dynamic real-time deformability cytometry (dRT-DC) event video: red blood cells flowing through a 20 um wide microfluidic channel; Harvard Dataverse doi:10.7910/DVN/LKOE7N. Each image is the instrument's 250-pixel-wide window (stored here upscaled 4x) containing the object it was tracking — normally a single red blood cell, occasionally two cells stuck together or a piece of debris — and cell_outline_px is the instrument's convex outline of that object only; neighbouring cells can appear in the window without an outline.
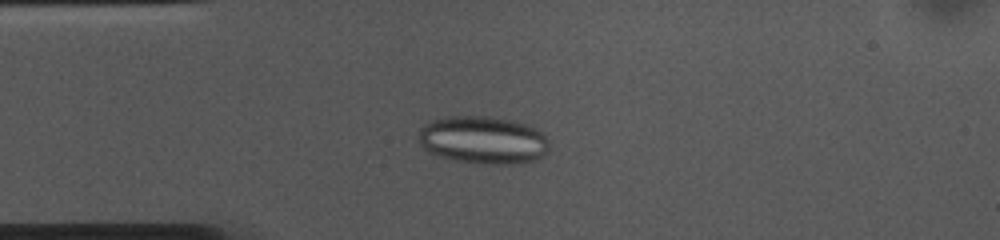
{"species": "common noctule bat (a hibernating species)", "species_latin": "Nyctalus noctula", "temperature_condition": "cold", "stored_images_in_passage": 53, "camera_frame_rate_fps": 3000, "um_per_image_px": 0.085, "animal": {"sex": "female", "body_mass_g": 10.0, "forearm_length_mm": 53.1}, "frame": {"image": 1, "passage_image": 12, "time_ms": 3.667, "image_size_px": [1000, 240], "cell_outline_px": [[548, 152], [536, 160], [520, 164], [492, 164], [456, 160], [440, 156], [428, 152], [420, 144], [420, 128], [424, 124], [432, 120], [444, 116], [488, 116], [516, 120], [528, 124], [536, 128], [548, 140]], "centroid_in_image_um": [41.09, 11.89], "position_along_channel_um": 43.9, "area_um2": 36.59}}
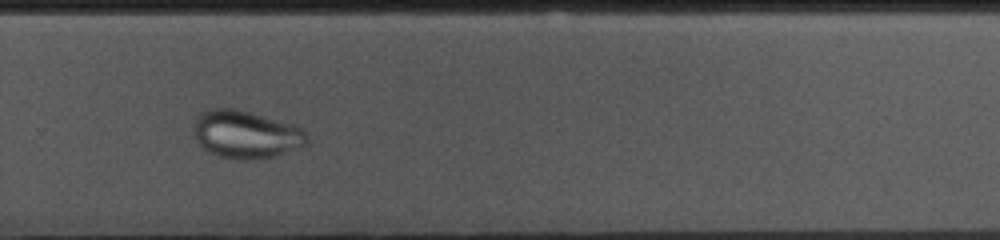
{"frame": {"image": 2, "passage_image": 35, "time_ms": 11.333, "image_size_px": [1000, 240], "cell_outline_px": [[308, 140], [304, 144], [296, 148], [272, 156], [252, 160], [240, 160], [220, 156], [204, 148], [200, 144], [192, 128], [192, 124], [196, 116], [200, 112], [212, 108], [236, 108], [296, 124], [304, 128], [308, 132]], "centroid_in_image_um": [20.91, 11.39], "position_along_channel_um": 308.9, "area_um2": 31.73}}
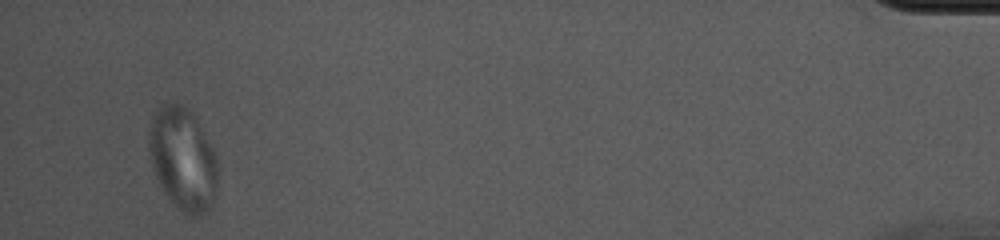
{"frame": {"image": 3, "passage_image": 51, "time_ms": 16.667, "image_size_px": [1000, 240], "cell_outline_px": [[216, 200], [212, 208], [208, 212], [196, 220], [188, 216], [164, 192], [152, 168], [148, 144], [148, 140], [152, 116], [160, 104], [180, 104], [192, 112], [212, 148], [216, 156]], "centroid_in_image_um": [15.55, 13.57], "position_along_channel_um": 419.6, "area_um2": 41.15}}